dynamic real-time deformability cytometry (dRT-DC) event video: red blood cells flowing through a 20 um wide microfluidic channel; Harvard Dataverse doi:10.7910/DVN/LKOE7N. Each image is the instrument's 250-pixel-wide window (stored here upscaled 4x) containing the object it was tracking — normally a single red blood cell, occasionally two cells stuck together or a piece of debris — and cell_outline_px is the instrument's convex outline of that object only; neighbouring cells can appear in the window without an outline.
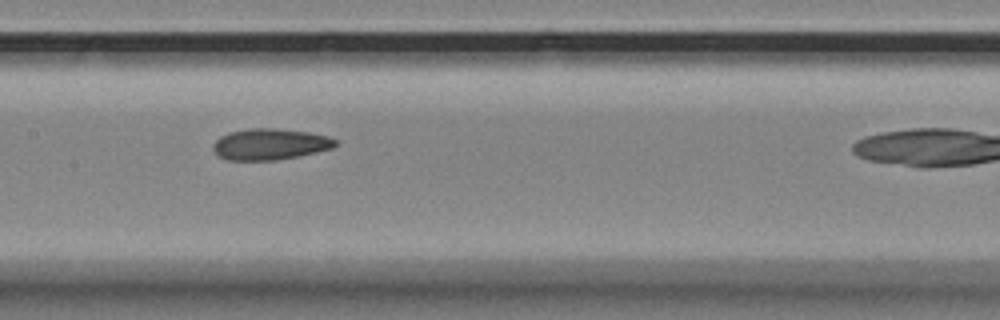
{"species": "Egyptian fruit bat (a non-hibernating species)", "species_latin": "Rousettus aegyptiacus", "temperature_condition": "room temperature", "stored_images_in_passage": 6, "camera_frame_rate_fps": 3000, "um_per_image_px": 0.085, "animal": {"sex": "female"}, "frame": {"image": 1, "passage_image": 5, "time_ms": 1.333, "image_size_px": [1000, 320], "cell_outline_px": [[336, 144], [332, 148], [316, 152], [276, 160], [228, 160], [220, 156], [212, 148], [212, 144], [220, 136], [228, 132], [252, 128], [276, 128], [308, 132], [328, 136], [336, 140]], "centroid_in_image_um": [22.92, 12.25], "position_along_channel_um": 184.5, "area_um2": 22.08}}